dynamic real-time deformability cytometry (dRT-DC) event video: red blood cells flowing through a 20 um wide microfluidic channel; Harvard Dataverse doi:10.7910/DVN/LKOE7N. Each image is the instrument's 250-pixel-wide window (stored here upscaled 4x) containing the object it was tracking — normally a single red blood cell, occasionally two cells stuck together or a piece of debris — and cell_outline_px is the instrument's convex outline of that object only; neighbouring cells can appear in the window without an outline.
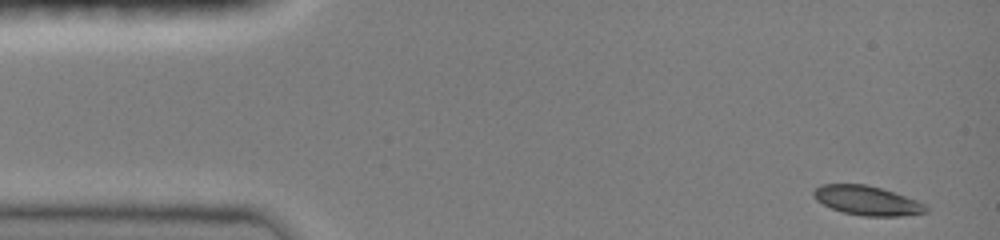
{"species": "common noctule bat (a hibernating species)", "species_latin": "Nyctalus noctula", "temperature_condition": "room temperature", "stored_images_in_passage": 44, "camera_frame_rate_fps": 3000, "um_per_image_px": 0.085, "animal": {"sex": "female", "body_mass_g": 19.0, "forearm_length_mm": 51.5}, "frame": {"image": 1, "passage_image": 1, "time_ms": 0.0, "image_size_px": [1000, 240], "cell_outline_px": [[928, 212], [904, 216], [864, 216], [844, 212], [832, 208], [816, 200], [812, 196], [812, 192], [820, 184], [864, 184], [880, 188], [904, 196], [924, 204], [928, 208]], "centroid_in_image_um": [73.67, 17.05], "position_along_channel_um": 11.3, "area_um2": 18.96}}
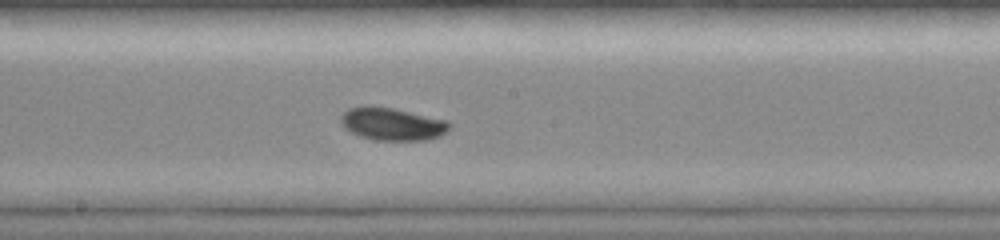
{"frame": {"image": 2, "passage_image": 24, "time_ms": 7.667, "image_size_px": [1000, 240], "cell_outline_px": [[452, 124], [440, 136], [428, 140], [376, 140], [360, 136], [344, 128], [340, 120], [340, 116], [348, 108], [368, 104], [372, 104], [392, 108], [448, 120]], "centroid_in_image_um": [33.31, 10.52], "position_along_channel_um": 214.9, "area_um2": 20.87}}
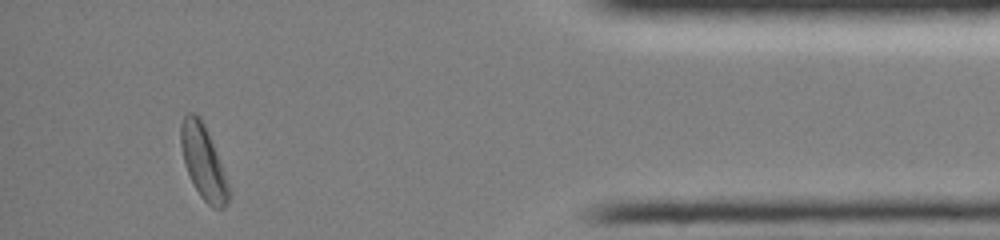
{"frame": {"image": 3, "passage_image": 42, "time_ms": 13.667, "image_size_px": [1000, 240], "cell_outline_px": [[232, 192], [228, 204], [224, 208], [212, 208], [200, 196], [184, 164], [180, 144], [180, 124], [184, 116], [188, 112], [196, 112], [200, 116], [204, 124], [216, 152]], "centroid_in_image_um": [17.29, 13.78], "position_along_channel_um": 417.9, "area_um2": 20.63}, "authors_computed_cell_mechanics": {"area_um2": 19.5653, "velocity_mm_per_s": 4.0073, "shape_relaxation_time_tau1_ms": 3.082, "shape_relaxation_time_tau2_ms": null, "deformation_change_tau1": 0.102, "deformation_change_tau2": null}}